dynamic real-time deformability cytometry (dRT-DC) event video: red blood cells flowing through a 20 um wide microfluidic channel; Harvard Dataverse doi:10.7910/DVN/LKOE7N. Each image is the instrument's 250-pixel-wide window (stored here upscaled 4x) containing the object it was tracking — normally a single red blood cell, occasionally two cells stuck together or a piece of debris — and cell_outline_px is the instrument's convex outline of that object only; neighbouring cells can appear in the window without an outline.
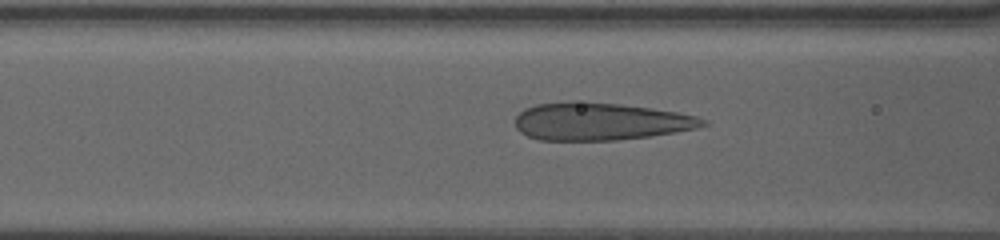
{"species": "human", "species_latin": "Homo sapiens", "temperature_condition": "warm", "stored_images_in_passage": 34, "camera_frame_rate_fps": 3000, "um_per_image_px": 0.085, "donor": {"sex": "female"}, "frame": {"image": 1, "passage_image": 6, "time_ms": 1.667, "image_size_px": [1000, 240], "cell_outline_px": [[708, 124], [696, 128], [648, 136], [616, 140], [540, 140], [528, 136], [520, 132], [516, 128], [516, 116], [524, 108], [536, 104], [572, 100], [620, 104], [676, 112], [696, 116], [708, 120]], "centroid_in_image_um": [50.97, 10.31], "position_along_channel_um": 115.6, "area_um2": 40.98}}
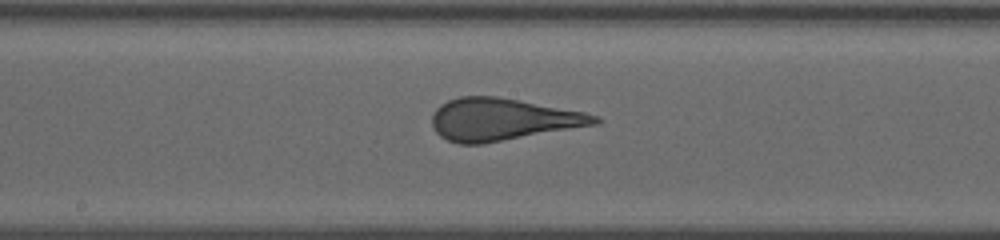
{"frame": {"image": 2, "passage_image": 14, "time_ms": 4.333, "image_size_px": [1000, 240], "cell_outline_px": [[604, 120], [600, 124], [484, 144], [460, 144], [448, 140], [440, 136], [432, 128], [432, 116], [436, 108], [440, 104], [448, 100], [460, 96], [496, 96], [520, 100], [584, 112], [600, 116]], "centroid_in_image_um": [42.74, 10.16], "position_along_channel_um": 205.5, "area_um2": 40.46}}
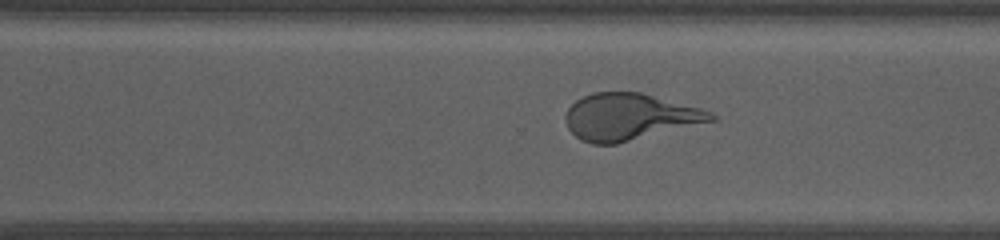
{"frame": {"image": 3, "passage_image": 24, "time_ms": 7.667, "image_size_px": [1000, 240], "cell_outline_px": [[716, 120], [616, 144], [592, 144], [580, 140], [568, 128], [564, 120], [564, 116], [568, 108], [576, 100], [592, 92], [640, 92], [700, 108], [712, 112], [716, 116]], "centroid_in_image_um": [53.47, 9.93], "position_along_channel_um": 317.1, "area_um2": 39.42}}